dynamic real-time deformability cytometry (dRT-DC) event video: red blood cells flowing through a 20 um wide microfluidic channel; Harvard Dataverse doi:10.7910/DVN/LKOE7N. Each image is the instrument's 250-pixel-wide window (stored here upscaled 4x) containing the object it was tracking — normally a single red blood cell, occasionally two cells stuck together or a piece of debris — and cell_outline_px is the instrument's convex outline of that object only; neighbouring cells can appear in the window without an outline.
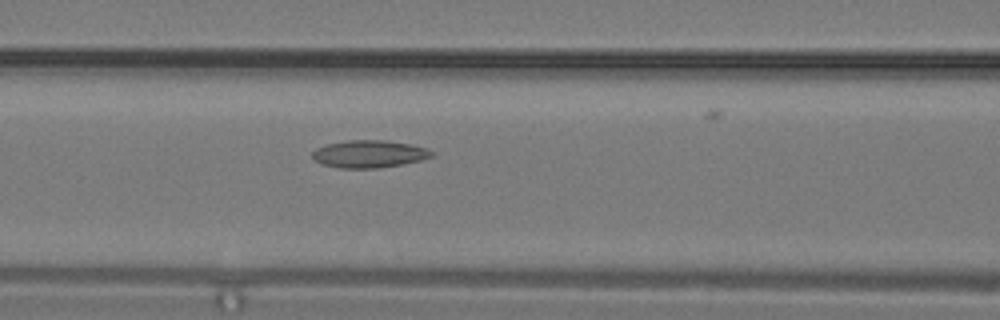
{"species": "common noctule bat (a hibernating species)", "species_latin": "Nyctalus noctula", "temperature_condition": "warm", "stored_images_in_passage": 4, "camera_frame_rate_fps": 3000, "um_per_image_px": 0.085, "animal": {"sex": "male", "body_mass_g": 19.2, "forearm_length_mm": 51.8}, "frame": {"image": 1, "passage_image": 3, "time_ms": 0.667, "image_size_px": [1000, 320], "cell_outline_px": [[436, 152], [432, 156], [420, 160], [400, 164], [376, 168], [340, 168], [324, 164], [316, 160], [312, 156], [312, 152], [316, 148], [328, 144], [348, 140], [384, 140], [412, 144]], "centroid_in_image_um": [31.39, 13.08], "position_along_channel_um": 135.2, "area_um2": 18.84}}